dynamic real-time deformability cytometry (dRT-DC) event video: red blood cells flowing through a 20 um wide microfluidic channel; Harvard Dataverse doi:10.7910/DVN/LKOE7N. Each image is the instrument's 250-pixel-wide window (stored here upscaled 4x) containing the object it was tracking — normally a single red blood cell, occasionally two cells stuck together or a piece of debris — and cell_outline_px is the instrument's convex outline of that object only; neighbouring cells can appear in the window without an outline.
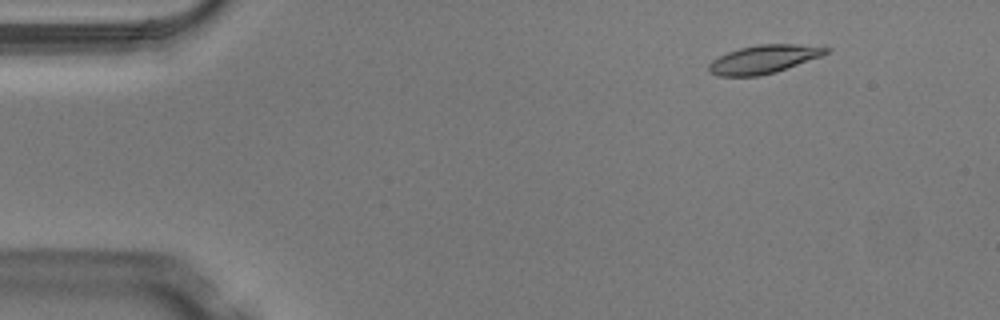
{"species": "Egyptian fruit bat (a non-hibernating species)", "species_latin": "Rousettus aegyptiacus", "temperature_condition": "warm", "stored_images_in_passage": 6, "camera_frame_rate_fps": 3000, "um_per_image_px": 0.085, "animal": {"sex": "male"}, "frame": {"image": 1, "passage_image": 2, "time_ms": 0.333, "image_size_px": [1000, 320], "cell_outline_px": [[832, 48], [828, 52], [820, 56], [776, 72], [760, 76], [716, 76], [708, 72], [708, 64], [712, 60], [728, 52], [740, 48], [756, 44], [796, 44]], "centroid_in_image_um": [64.87, 5.04], "position_along_channel_um": 20.1, "area_um2": 19.31}}